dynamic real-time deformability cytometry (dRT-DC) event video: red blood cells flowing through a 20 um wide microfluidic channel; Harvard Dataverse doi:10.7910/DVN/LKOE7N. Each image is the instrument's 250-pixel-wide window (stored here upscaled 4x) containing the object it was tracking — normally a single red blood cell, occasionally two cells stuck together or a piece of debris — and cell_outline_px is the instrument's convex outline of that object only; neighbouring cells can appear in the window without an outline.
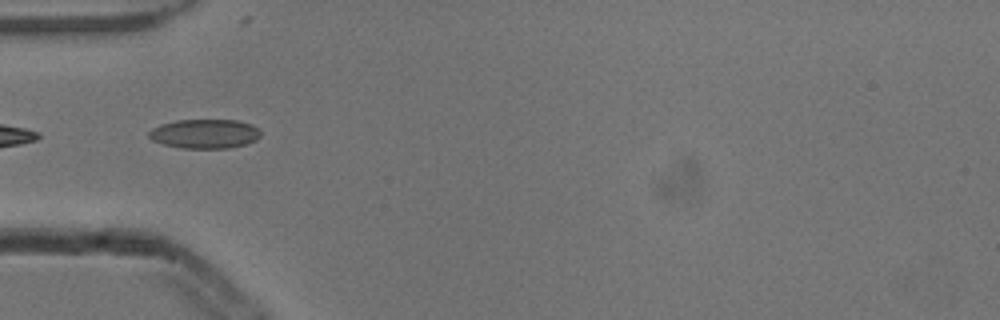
{"species": "common noctule bat (a hibernating species)", "species_latin": "Nyctalus noctula", "temperature_condition": "cold", "stored_images_in_passage": 6, "camera_frame_rate_fps": 3000, "um_per_image_px": 0.085, "animal": {"sex": "male", "body_mass_g": 13.3}, "frame": {"image": 1, "passage_image": 4, "time_ms": 1.0, "image_size_px": [1000, 320], "cell_outline_px": [[260, 136], [256, 140], [248, 144], [228, 148], [180, 148], [164, 144], [152, 140], [148, 136], [148, 132], [152, 128], [160, 124], [176, 120], [236, 120], [252, 124], [260, 132]], "centroid_in_image_um": [17.39, 11.37], "position_along_channel_um": 67.6, "area_um2": 19.13}}
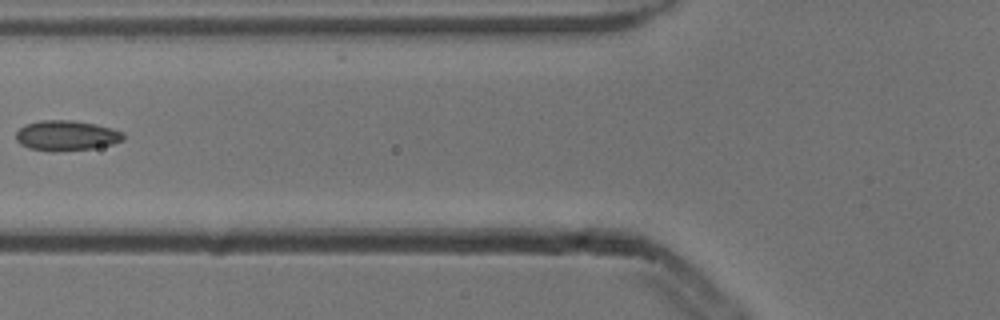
{"frame": {"image": 2, "passage_image": 5, "time_ms": 1.333, "image_size_px": [1000, 320], "cell_outline_px": [[124, 140], [112, 144], [92, 148], [56, 152], [52, 152], [28, 148], [20, 144], [16, 140], [16, 132], [24, 124], [40, 120], [72, 120], [96, 124], [112, 128], [124, 132]], "centroid_in_image_um": [5.63, 11.52], "position_along_channel_um": 120.2, "area_um2": 19.13}}
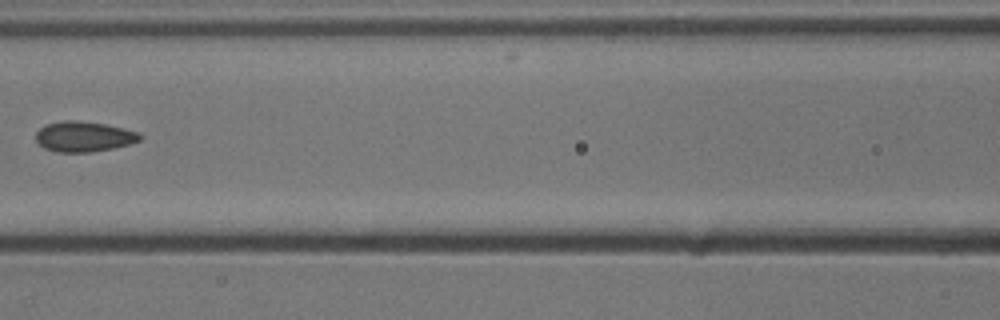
{"frame": {"image": 3, "passage_image": 6, "time_ms": 1.667, "image_size_px": [1000, 320], "cell_outline_px": [[140, 140], [128, 144], [112, 148], [92, 152], [56, 152], [44, 148], [36, 140], [36, 132], [44, 124], [64, 120], [76, 120], [104, 124], [124, 128], [140, 132]], "centroid_in_image_um": [7.1, 11.6], "position_along_channel_um": 159.5, "area_um2": 18.38}}